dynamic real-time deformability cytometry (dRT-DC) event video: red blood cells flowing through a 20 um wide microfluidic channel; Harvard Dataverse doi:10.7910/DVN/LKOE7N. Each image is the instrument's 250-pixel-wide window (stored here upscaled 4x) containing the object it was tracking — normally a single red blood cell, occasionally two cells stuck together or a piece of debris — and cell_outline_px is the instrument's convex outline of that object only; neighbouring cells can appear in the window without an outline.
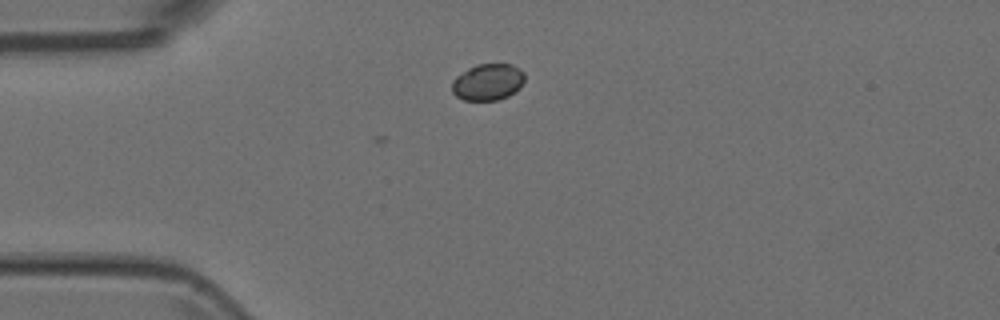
{"species": "Egyptian fruit bat (a non-hibernating species)", "species_latin": "Rousettus aegyptiacus", "temperature_condition": "room temperature", "stored_images_in_passage": 1, "camera_frame_rate_fps": 3000, "um_per_image_px": 0.085, "animal": {"sex": "female"}, "frame": {"image": 1, "passage_image": 1, "time_ms": 0.0, "image_size_px": [1000, 320], "cell_outline_px": [[524, 80], [520, 88], [516, 92], [508, 96], [496, 100], [464, 100], [456, 96], [452, 92], [452, 80], [456, 76], [468, 68], [476, 64], [512, 64], [520, 68], [524, 72]], "centroid_in_image_um": [41.47, 6.97], "position_along_channel_um": 43.5, "area_um2": 15.66}}